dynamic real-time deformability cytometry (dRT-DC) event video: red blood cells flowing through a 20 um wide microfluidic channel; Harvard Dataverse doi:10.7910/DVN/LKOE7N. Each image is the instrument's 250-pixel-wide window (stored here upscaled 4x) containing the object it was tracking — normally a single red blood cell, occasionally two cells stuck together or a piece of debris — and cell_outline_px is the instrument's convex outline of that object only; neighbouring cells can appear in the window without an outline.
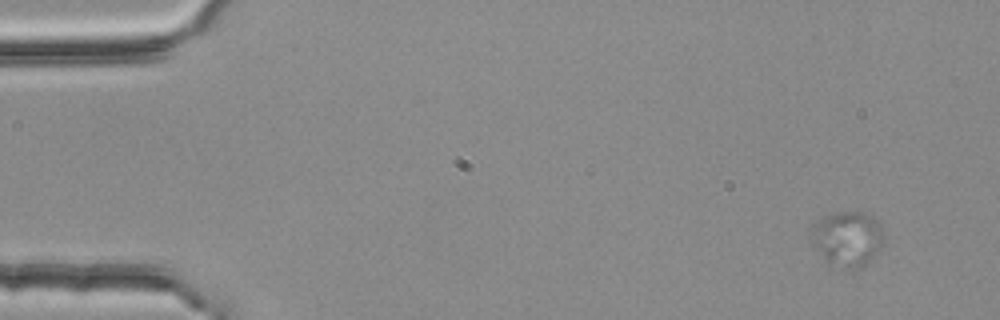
{"species": "common noctule bat (a hibernating species)", "species_latin": "Nyctalus noctula", "temperature_condition": "room temperature", "stored_images_in_passage": 4, "camera_frame_rate_fps": 3000, "um_per_image_px": 0.085, "animal": {"sex": "female", "body_mass_g": 25.1}, "frame": {"image": 1, "passage_image": 1, "time_ms": 0.0, "image_size_px": [1000, 320], "cell_outline_px": [[884, 240], [876, 256], [860, 268], [852, 272], [828, 264], [824, 260], [812, 240], [808, 232], [812, 224], [816, 220], [824, 216], [840, 212], [860, 212], [872, 216], [884, 228]], "centroid_in_image_um": [72.04, 20.32], "position_along_channel_um": 13.0, "area_um2": 23.99}}
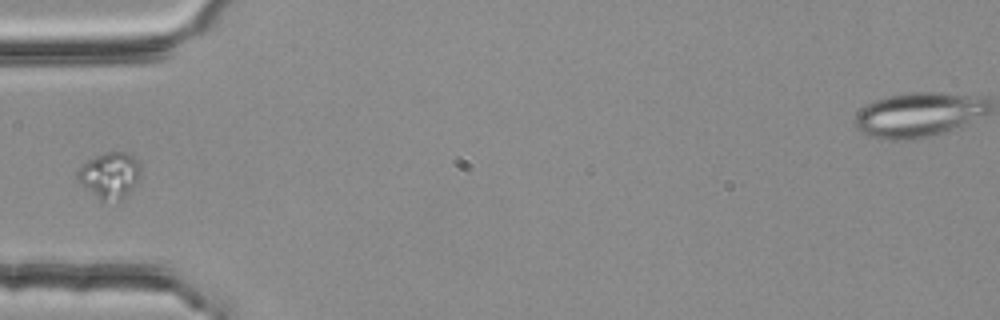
{"frame": {"image": 2, "passage_image": 4, "time_ms": 1.0, "image_size_px": [1000, 320], "cell_outline_px": [[140, 176], [132, 188], [120, 200], [100, 200], [80, 184], [76, 176], [76, 172], [88, 160], [104, 152], [128, 152], [136, 160], [140, 168]], "centroid_in_image_um": [9.31, 14.89], "position_along_channel_um": 75.7, "area_um2": 16.65}}